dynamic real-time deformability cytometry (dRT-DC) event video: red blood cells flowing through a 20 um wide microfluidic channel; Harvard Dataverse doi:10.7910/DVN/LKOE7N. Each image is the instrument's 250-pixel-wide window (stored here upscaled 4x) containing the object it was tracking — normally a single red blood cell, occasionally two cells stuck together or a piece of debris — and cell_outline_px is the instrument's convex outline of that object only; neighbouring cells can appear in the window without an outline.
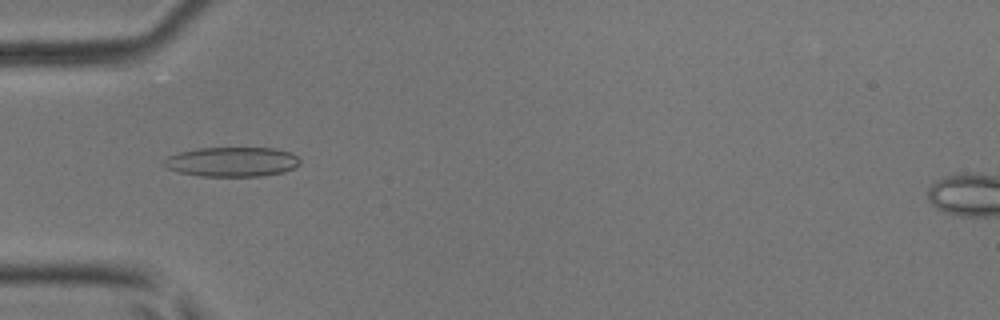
{"species": "common noctule bat (a hibernating species)", "species_latin": "Nyctalus noctula", "temperature_condition": "room temperature", "stored_images_in_passage": 51, "camera_frame_rate_fps": 3000, "um_per_image_px": 0.085, "animal": {"sex": "male", "body_mass_g": 17.9, "forearm_length_mm": 54.2}, "frame": {"image": 1, "passage_image": 17, "time_ms": 5.333, "image_size_px": [1000, 320], "cell_outline_px": [[300, 164], [284, 172], [260, 176], [200, 176], [180, 172], [168, 168], [160, 164], [168, 156], [176, 152], [196, 148], [276, 148], [288, 152], [296, 156], [300, 160]], "centroid_in_image_um": [19.68, 13.75], "position_along_channel_um": 65.3, "area_um2": 23.52}}
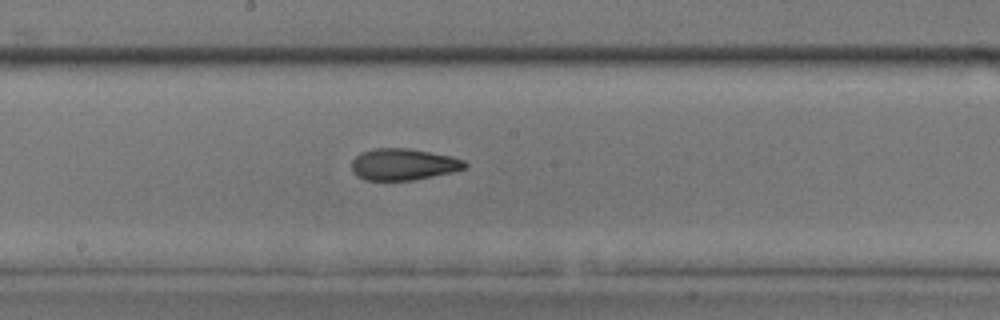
{"frame": {"image": 2, "passage_image": 28, "time_ms": 9.0, "image_size_px": [1000, 320], "cell_outline_px": [[468, 164], [464, 168], [452, 172], [412, 180], [364, 180], [356, 176], [352, 172], [352, 160], [360, 152], [372, 148], [408, 148], [452, 156], [464, 160]], "centroid_in_image_um": [34.25, 13.96], "position_along_channel_um": 214.0, "area_um2": 20.92}}
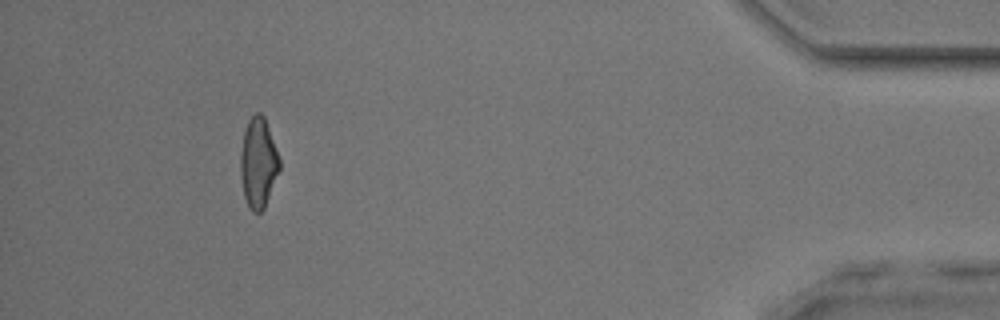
{"frame": {"image": 3, "passage_image": 47, "time_ms": 15.333, "image_size_px": [1000, 320], "cell_outline_px": [[280, 168], [264, 208], [260, 212], [252, 212], [244, 196], [240, 176], [240, 152], [244, 132], [248, 120], [256, 112], [260, 112], [264, 116], [280, 160]], "centroid_in_image_um": [21.94, 13.83], "position_along_channel_um": 413.3, "area_um2": 20.29}, "authors_computed_cell_mechanics": {"area_um2": 21.2704, "velocity_mm_per_s": 4.1017, "shape_relaxation_time_tau1_ms": 5.3971, "shape_relaxation_time_tau2_ms": 2.9937, "deformation_change_tau1": 0.1576, "deformation_change_tau2": 0.1091}}